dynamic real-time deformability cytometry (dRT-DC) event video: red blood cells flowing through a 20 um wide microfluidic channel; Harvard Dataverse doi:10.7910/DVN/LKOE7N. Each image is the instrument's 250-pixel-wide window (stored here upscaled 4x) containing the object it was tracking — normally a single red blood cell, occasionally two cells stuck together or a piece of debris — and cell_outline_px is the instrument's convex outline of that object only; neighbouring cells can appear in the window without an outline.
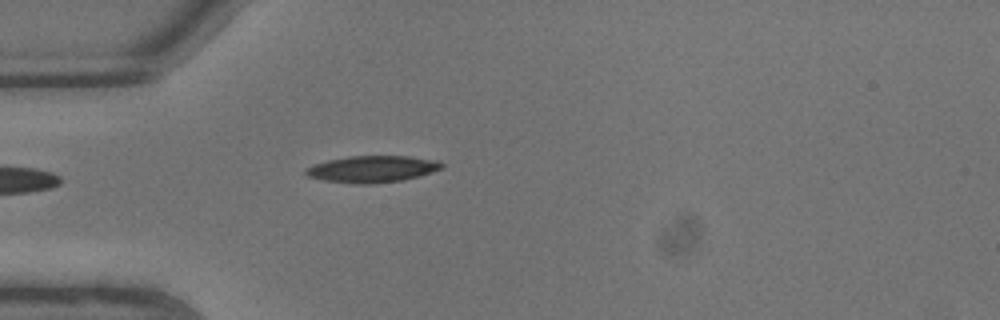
{"species": "common noctule bat (a hibernating species)", "species_latin": "Nyctalus noctula", "temperature_condition": "warm", "stored_images_in_passage": 3, "camera_frame_rate_fps": 3000, "um_per_image_px": 0.085, "animal": {"sex": "male", "body_mass_g": 13.3}, "frame": {"image": 1, "passage_image": 3, "time_ms": 0.667, "image_size_px": [1000, 320], "cell_outline_px": [[444, 168], [404, 180], [368, 184], [356, 184], [324, 180], [308, 176], [304, 172], [304, 168], [328, 160], [348, 156], [408, 156], [440, 160], [444, 164]], "centroid_in_image_um": [31.67, 14.36], "position_along_channel_um": 53.3, "area_um2": 21.15}}